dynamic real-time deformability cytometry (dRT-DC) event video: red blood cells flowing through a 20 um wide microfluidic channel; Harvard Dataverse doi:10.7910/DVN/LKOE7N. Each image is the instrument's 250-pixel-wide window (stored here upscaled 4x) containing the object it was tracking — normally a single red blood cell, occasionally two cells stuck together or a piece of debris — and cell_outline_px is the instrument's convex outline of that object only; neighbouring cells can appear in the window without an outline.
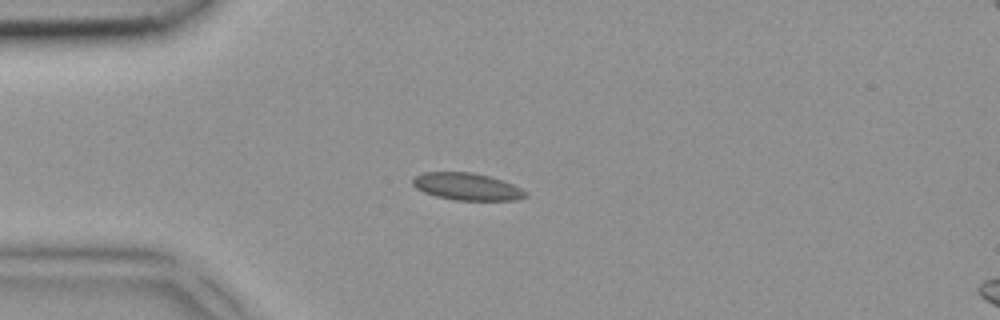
{"species": "common noctule bat (a hibernating species)", "species_latin": "Nyctalus noctula", "temperature_condition": "room temperature", "stored_images_in_passage": 4, "camera_frame_rate_fps": 3000, "um_per_image_px": 0.085, "animal": {"sex": "female", "body_mass_g": 18.4}, "frame": {"image": 1, "passage_image": 3, "time_ms": 0.667, "image_size_px": [1000, 320], "cell_outline_px": [[528, 196], [516, 200], [456, 200], [436, 196], [424, 192], [416, 188], [412, 184], [412, 176], [424, 172], [472, 172], [504, 180], [528, 192]], "centroid_in_image_um": [39.68, 15.85], "position_along_channel_um": 45.3, "area_um2": 17.98}}